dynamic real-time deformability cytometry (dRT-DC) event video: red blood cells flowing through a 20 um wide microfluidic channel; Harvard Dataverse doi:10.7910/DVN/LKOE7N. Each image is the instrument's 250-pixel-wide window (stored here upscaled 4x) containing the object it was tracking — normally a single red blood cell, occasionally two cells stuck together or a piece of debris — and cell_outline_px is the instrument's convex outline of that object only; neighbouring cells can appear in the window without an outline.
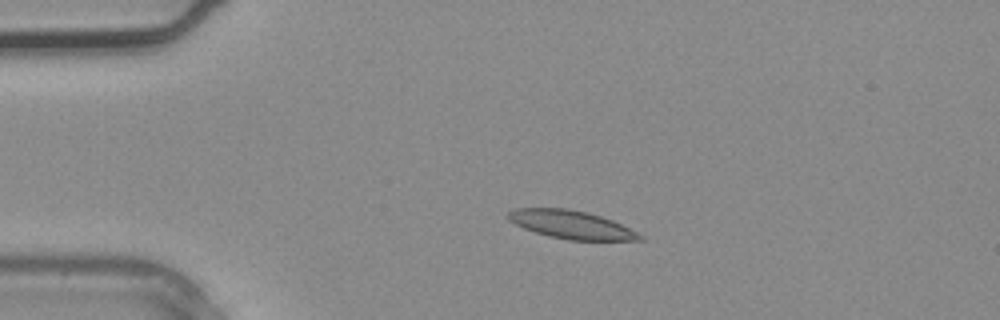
{"species": "common noctule bat (a hibernating species)", "species_latin": "Nyctalus noctula", "temperature_condition": "warm", "stored_images_in_passage": 3, "camera_frame_rate_fps": 3000, "um_per_image_px": 0.085, "animal": {"sex": "male", "body_mass_g": 20.4}, "frame": {"image": 1, "passage_image": 2, "time_ms": 0.333, "image_size_px": [1000, 320], "cell_outline_px": [[644, 240], [568, 240], [548, 236], [524, 228], [508, 220], [504, 216], [508, 212], [516, 208], [568, 208], [588, 212], [612, 220], [644, 236]], "centroid_in_image_um": [48.52, 19.09], "position_along_channel_um": 36.5, "area_um2": 21.62}}